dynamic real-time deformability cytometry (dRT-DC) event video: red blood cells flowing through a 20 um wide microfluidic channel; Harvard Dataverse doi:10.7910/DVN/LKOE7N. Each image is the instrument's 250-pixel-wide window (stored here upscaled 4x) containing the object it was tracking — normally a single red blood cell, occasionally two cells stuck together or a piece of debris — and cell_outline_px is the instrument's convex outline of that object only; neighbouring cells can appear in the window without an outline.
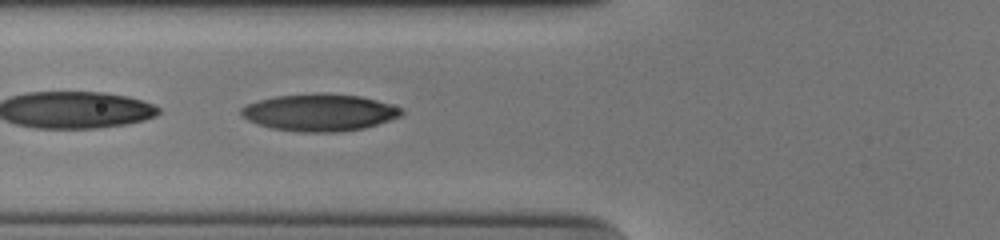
{"species": "human", "species_latin": "Homo sapiens", "temperature_condition": "cold", "stored_images_in_passage": 41, "camera_frame_rate_fps": 3000, "um_per_image_px": 0.085, "donor": {"sex": "male"}, "frame": {"image": 1, "passage_image": 9, "time_ms": 2.667, "image_size_px": [1000, 240], "cell_outline_px": [[404, 112], [400, 116], [364, 128], [340, 132], [300, 132], [272, 128], [256, 124], [240, 116], [240, 108], [248, 104], [260, 100], [276, 96], [320, 92], [360, 96], [376, 100], [404, 108]], "centroid_in_image_um": [27.14, 9.56], "position_along_channel_um": 98.7, "area_um2": 34.74}}
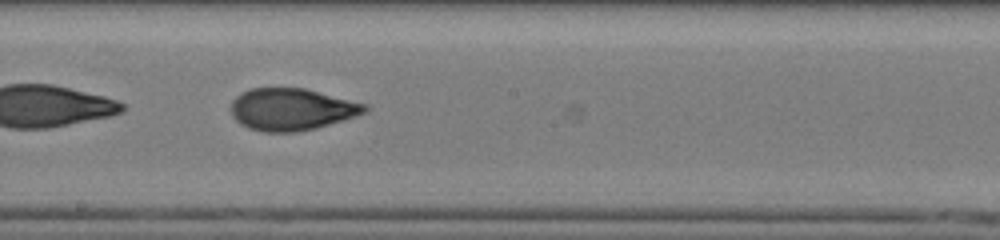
{"frame": {"image": 2, "passage_image": 19, "time_ms": 6.0, "image_size_px": [1000, 240], "cell_outline_px": [[368, 108], [364, 112], [356, 116], [344, 120], [316, 128], [296, 132], [264, 132], [248, 128], [240, 124], [232, 116], [232, 100], [240, 92], [252, 88], [304, 88], [368, 104]], "centroid_in_image_um": [24.78, 9.29], "position_along_channel_um": 223.4, "area_um2": 32.83}}
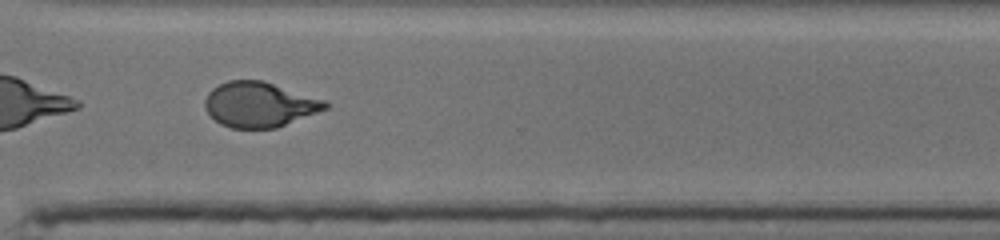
{"frame": {"image": 3, "passage_image": 29, "time_ms": 9.333, "image_size_px": [1000, 240], "cell_outline_px": [[332, 104], [328, 108], [276, 128], [232, 128], [220, 124], [204, 108], [204, 100], [208, 92], [212, 88], [228, 80], [264, 80], [328, 100]], "centroid_in_image_um": [22.09, 8.87], "position_along_channel_um": 348.5, "area_um2": 31.96}}